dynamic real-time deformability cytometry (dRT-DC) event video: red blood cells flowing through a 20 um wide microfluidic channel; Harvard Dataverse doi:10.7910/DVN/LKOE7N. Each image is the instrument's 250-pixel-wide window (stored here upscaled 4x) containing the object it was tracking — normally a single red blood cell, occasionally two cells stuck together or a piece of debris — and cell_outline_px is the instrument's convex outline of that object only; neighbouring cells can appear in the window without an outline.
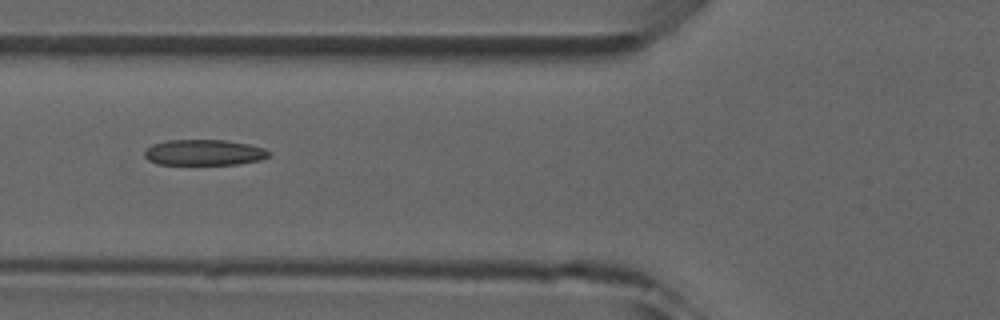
{"species": "common noctule bat (a hibernating species)", "species_latin": "Nyctalus noctula", "temperature_condition": "room temperature", "stored_images_in_passage": 5, "camera_frame_rate_fps": 3000, "um_per_image_px": 0.085, "animal": {"sex": "male", "forearm_length_mm": 52.5}, "frame": {"image": 1, "passage_image": 5, "time_ms": 4.667, "image_size_px": [1000, 320], "cell_outline_px": [[272, 156], [260, 160], [240, 164], [156, 164], [148, 160], [144, 156], [144, 148], [152, 144], [168, 140], [224, 140], [248, 144], [264, 148], [272, 152]], "centroid_in_image_um": [17.35, 12.96], "position_along_channel_um": 108.4, "area_um2": 18.9}}